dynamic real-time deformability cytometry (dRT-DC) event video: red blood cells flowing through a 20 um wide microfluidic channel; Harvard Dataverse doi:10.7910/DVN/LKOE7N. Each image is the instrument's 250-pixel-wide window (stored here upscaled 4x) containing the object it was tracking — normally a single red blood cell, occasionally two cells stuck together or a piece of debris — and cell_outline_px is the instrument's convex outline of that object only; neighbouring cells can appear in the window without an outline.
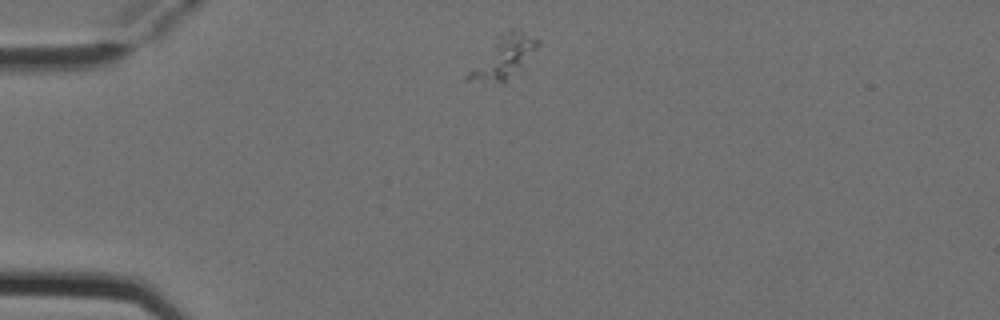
{"species": "Egyptian fruit bat (a non-hibernating species)", "species_latin": "Rousettus aegyptiacus", "temperature_condition": "cold", "stored_images_in_passage": 6, "camera_frame_rate_fps": 3000, "um_per_image_px": 0.085, "animal": {"sex": "female"}, "frame": {"image": 1, "passage_image": 1, "time_ms": 0.0, "image_size_px": [1000, 320], "cell_outline_px": [[540, 44], [524, 72], [504, 84], [500, 84], [464, 80], [464, 76], [500, 36], [512, 28], [540, 40]], "centroid_in_image_um": [42.9, 4.99], "position_along_channel_um": 42.1, "area_um2": 17.51}}
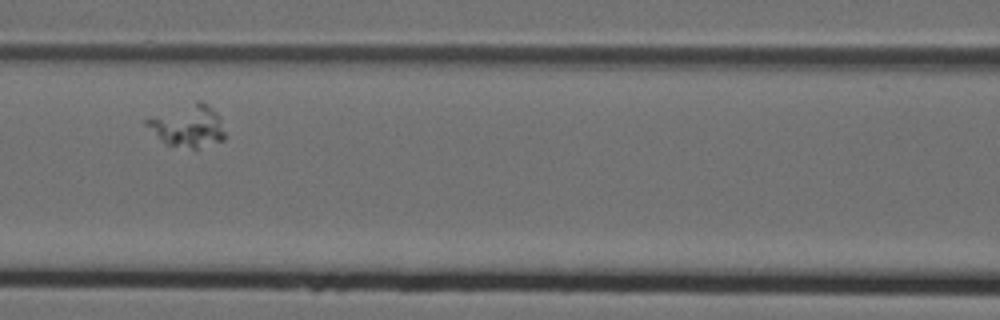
{"frame": {"image": 2, "passage_image": 4, "time_ms": 1.0, "image_size_px": [1000, 320], "cell_outline_px": [[224, 140], [196, 148], [192, 148], [164, 144], [144, 124], [144, 120], [196, 100], [200, 100], [208, 104], [220, 116], [224, 132]], "centroid_in_image_um": [15.97, 10.69], "position_along_channel_um": 150.6, "area_um2": 19.07}}
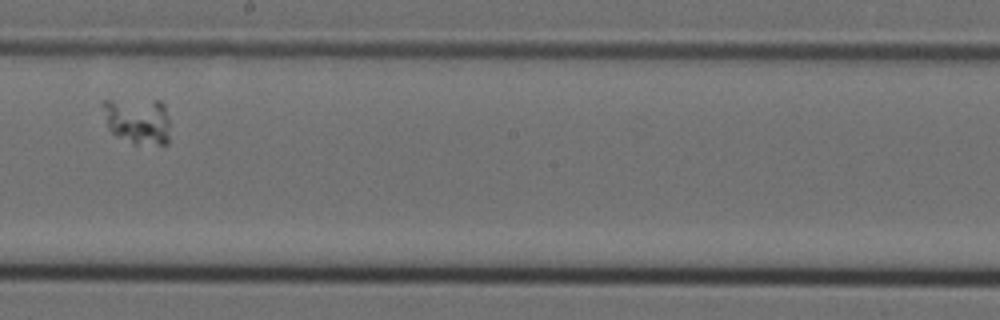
{"frame": {"image": 3, "passage_image": 6, "time_ms": 1.667, "image_size_px": [1000, 320], "cell_outline_px": [[168, 144], [132, 144], [116, 136], [108, 128], [100, 104], [100, 100], [160, 100], [164, 104], [168, 120]], "centroid_in_image_um": [11.66, 10.25], "position_along_channel_um": 236.5, "area_um2": 18.44}}